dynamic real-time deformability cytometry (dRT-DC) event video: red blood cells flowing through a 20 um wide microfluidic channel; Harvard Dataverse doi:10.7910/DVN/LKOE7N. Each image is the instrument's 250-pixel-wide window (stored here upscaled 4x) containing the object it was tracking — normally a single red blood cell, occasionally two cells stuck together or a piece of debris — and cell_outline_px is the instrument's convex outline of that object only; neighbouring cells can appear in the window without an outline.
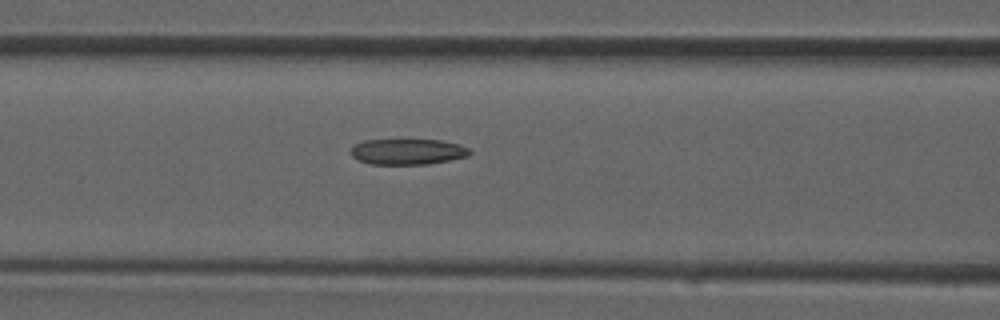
{"species": "common noctule bat (a hibernating species)", "species_latin": "Nyctalus noctula", "temperature_condition": "room temperature", "stored_images_in_passage": 31, "camera_frame_rate_fps": 3000, "um_per_image_px": 0.085, "animal": {"sex": "male", "forearm_length_mm": 52.5}, "frame": {"image": 1, "passage_image": 9, "time_ms": 2.667, "image_size_px": [1000, 320], "cell_outline_px": [[472, 152], [468, 156], [428, 164], [372, 164], [360, 160], [352, 156], [348, 152], [356, 144], [364, 140], [440, 140], [460, 144], [468, 148]], "centroid_in_image_um": [34.66, 12.89], "position_along_channel_um": 131.9, "area_um2": 17.74}}
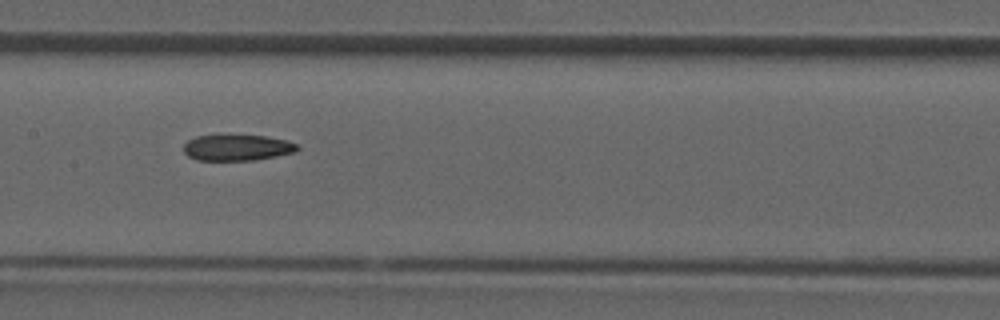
{"frame": {"image": 2, "passage_image": 12, "time_ms": 3.667, "image_size_px": [1000, 320], "cell_outline_px": [[300, 148], [296, 152], [256, 160], [196, 160], [188, 156], [184, 152], [184, 144], [188, 140], [196, 136], [220, 132], [264, 136], [288, 140], [296, 144]], "centroid_in_image_um": [20.13, 12.5], "position_along_channel_um": 187.3, "area_um2": 18.09}}